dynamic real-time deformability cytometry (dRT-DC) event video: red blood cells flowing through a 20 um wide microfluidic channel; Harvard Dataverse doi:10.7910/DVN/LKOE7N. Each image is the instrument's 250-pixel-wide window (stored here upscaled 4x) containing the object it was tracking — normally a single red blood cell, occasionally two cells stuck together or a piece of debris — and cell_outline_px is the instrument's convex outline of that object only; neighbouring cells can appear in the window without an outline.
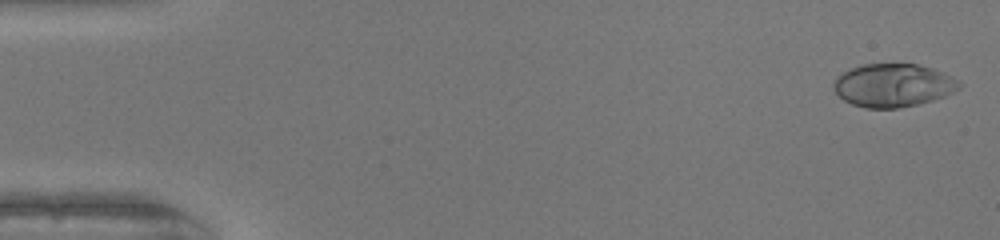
{"species": "human", "species_latin": "Homo sapiens", "temperature_condition": "warm", "stored_images_in_passage": 51, "camera_frame_rate_fps": 3000, "um_per_image_px": 0.085, "donor": {"sex": "female"}, "frame": {"image": 1, "passage_image": 1, "time_ms": 0.0, "image_size_px": [1000, 240], "cell_outline_px": [[964, 84], [960, 88], [944, 96], [920, 104], [896, 108], [864, 108], [852, 104], [844, 100], [832, 88], [832, 84], [836, 76], [852, 68], [864, 64], [916, 64], [932, 68], [944, 72], [960, 80]], "centroid_in_image_um": [75.94, 7.25], "position_along_channel_um": 9.1, "area_um2": 31.79}}
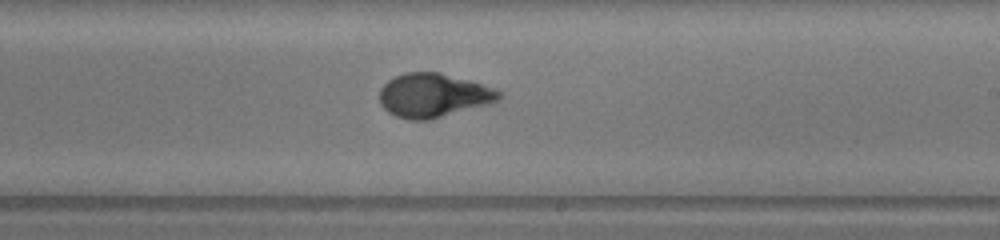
{"frame": {"image": 2, "passage_image": 30, "time_ms": 9.667, "image_size_px": [1000, 240], "cell_outline_px": [[504, 96], [500, 100], [488, 104], [432, 120], [412, 120], [396, 116], [388, 112], [380, 104], [380, 88], [388, 80], [404, 72], [440, 72], [496, 88]], "centroid_in_image_um": [36.85, 8.11], "position_along_channel_um": 252.1, "area_um2": 30.75}}
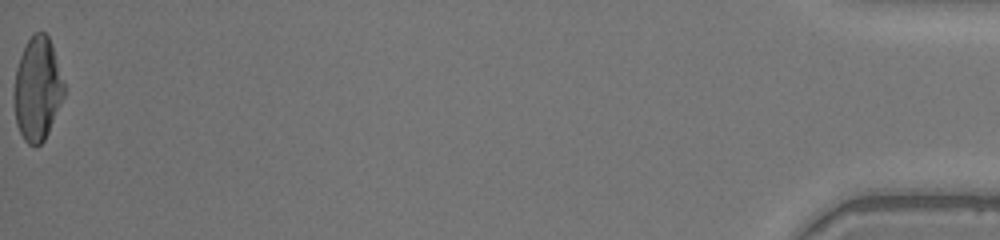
{"frame": {"image": 3, "passage_image": 51, "time_ms": 16.667, "image_size_px": [1000, 240], "cell_outline_px": [[64, 96], [48, 132], [44, 140], [36, 148], [28, 144], [24, 140], [16, 124], [12, 96], [16, 68], [20, 56], [28, 40], [36, 32], [44, 32], [48, 36], [52, 44], [64, 84]], "centroid_in_image_um": [3.15, 7.59], "position_along_channel_um": 432.0, "area_um2": 30.23}, "authors_computed_cell_mechanics": {"area_um2": 30.2294, "velocity_mm_per_s": 4.0846, "shape_relaxation_time_tau1_ms": 5.5274, "shape_relaxation_time_tau2_ms": null, "deformation_change_tau1": 0.2937, "deformation_change_tau2": null}}